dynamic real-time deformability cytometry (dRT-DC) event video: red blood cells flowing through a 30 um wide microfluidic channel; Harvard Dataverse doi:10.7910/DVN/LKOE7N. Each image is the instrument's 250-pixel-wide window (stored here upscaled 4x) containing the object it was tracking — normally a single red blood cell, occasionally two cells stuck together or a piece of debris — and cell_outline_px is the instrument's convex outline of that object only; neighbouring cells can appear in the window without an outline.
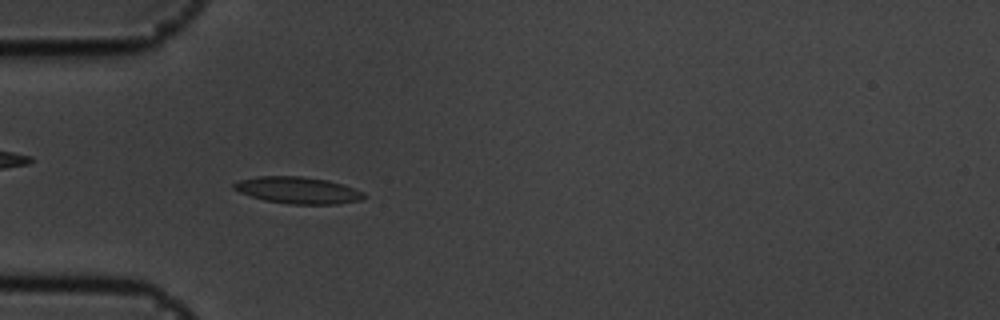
{"species": "common noctule bat (a hibernating species)", "species_latin": "Nyctalus noctula", "temperature_condition": "cold", "stored_images_in_passage": 55, "camera_frame_rate_fps": 3000, "um_per_image_px": 0.085, "animal": {"sex": "male", "body_mass_g": 19.5, "forearm_length_mm": 54.6}, "frame": {"image": 1, "passage_image": 16, "time_ms": 5.0, "image_size_px": [1000, 320], "cell_outline_px": [[364, 196], [360, 200], [336, 204], [288, 204], [264, 200], [240, 192], [232, 188], [232, 184], [240, 180], [256, 176], [300, 176], [328, 180], [344, 184], [364, 192]], "centroid_in_image_um": [25.31, 16.16], "position_along_channel_um": 59.7, "area_um2": 20.23}}
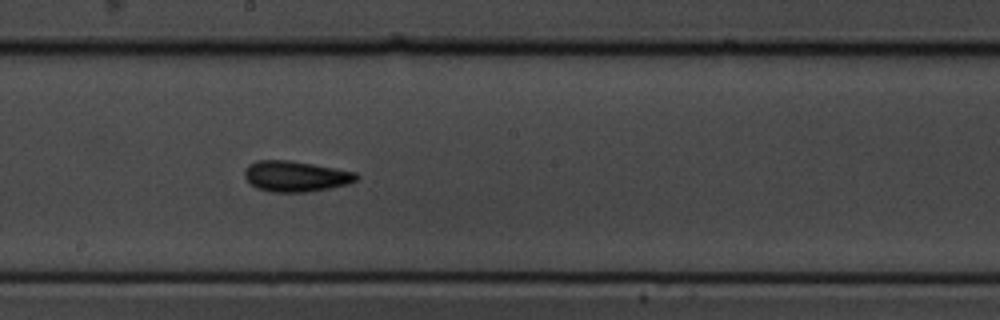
{"frame": {"image": 2, "passage_image": 30, "time_ms": 9.667, "image_size_px": [1000, 320], "cell_outline_px": [[360, 176], [356, 180], [348, 184], [308, 192], [272, 192], [256, 188], [244, 176], [244, 172], [248, 164], [256, 160], [288, 160], [312, 164], [356, 172]], "centroid_in_image_um": [25.12, 14.98], "position_along_channel_um": 223.1, "area_um2": 19.94}}
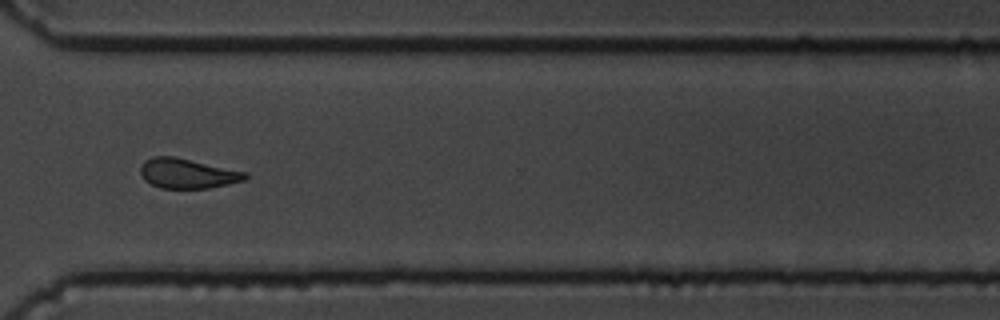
{"frame": {"image": 3, "passage_image": 41, "time_ms": 13.333, "image_size_px": [1000, 320], "cell_outline_px": [[248, 180], [208, 188], [160, 188], [144, 180], [140, 172], [140, 168], [144, 160], [152, 156], [172, 156], [248, 172]], "centroid_in_image_um": [15.95, 14.74], "position_along_channel_um": 354.7, "area_um2": 18.26}, "authors_computed_cell_mechanics": {"area_um2": 18.785, "velocity_mm_per_s": 3.5864, "shape_relaxation_time_tau1_ms": 2.8941, "shape_relaxation_time_tau2_ms": 3.3547, "deformation_change_tau1": 0.1073, "deformation_change_tau2": 0.1117}}